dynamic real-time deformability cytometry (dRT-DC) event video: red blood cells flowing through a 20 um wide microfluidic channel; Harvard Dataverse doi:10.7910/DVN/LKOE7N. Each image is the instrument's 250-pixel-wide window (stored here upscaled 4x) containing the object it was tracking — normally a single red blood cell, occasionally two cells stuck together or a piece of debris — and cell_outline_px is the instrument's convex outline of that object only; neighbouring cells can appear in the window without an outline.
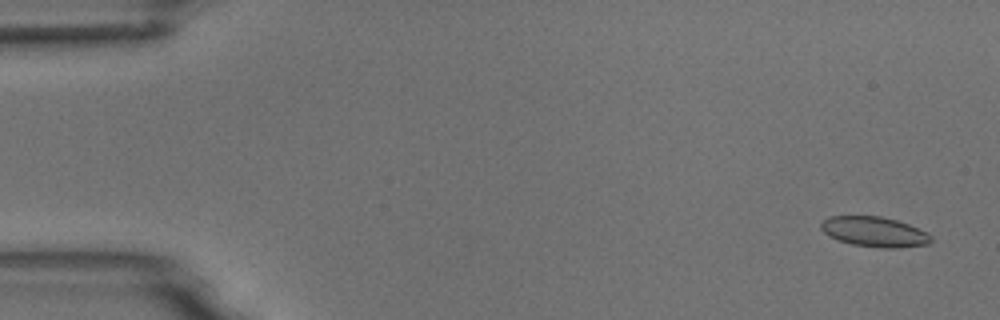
{"species": "common noctule bat (a hibernating species)", "species_latin": "Nyctalus noctula", "temperature_condition": "room temperature", "stored_images_in_passage": 6, "segment_of_instrument_passage": [1, 2], "camera_frame_rate_fps": 3000, "um_per_image_px": 0.085, "animal": {"sex": "male", "body_mass_g": 18.8}, "frame": {"image": 1, "passage_image": 1, "time_ms": 0.0, "image_size_px": [1000, 320], "cell_outline_px": [[932, 240], [928, 244], [900, 248], [884, 248], [852, 244], [836, 240], [828, 236], [820, 228], [820, 224], [824, 220], [832, 216], [880, 216], [896, 220], [908, 224], [928, 232], [932, 236]], "centroid_in_image_um": [74.33, 19.71], "position_along_channel_um": 10.7, "area_um2": 19.36}}
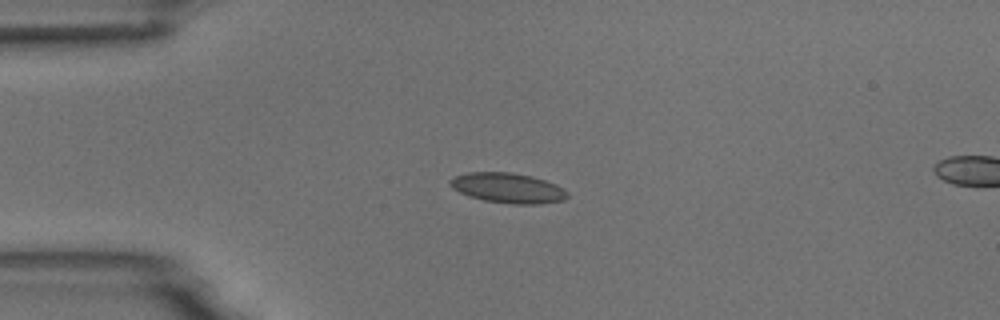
{"frame": {"image": 2, "passage_image": 4, "time_ms": 3.667, "image_size_px": [1000, 320], "cell_outline_px": [[568, 196], [564, 200], [540, 204], [516, 204], [484, 200], [468, 196], [452, 188], [448, 184], [448, 180], [456, 176], [468, 172], [508, 172], [532, 176], [556, 184], [564, 188], [568, 192]], "centroid_in_image_um": [43.17, 15.98], "position_along_channel_um": 41.8, "area_um2": 20.58}}